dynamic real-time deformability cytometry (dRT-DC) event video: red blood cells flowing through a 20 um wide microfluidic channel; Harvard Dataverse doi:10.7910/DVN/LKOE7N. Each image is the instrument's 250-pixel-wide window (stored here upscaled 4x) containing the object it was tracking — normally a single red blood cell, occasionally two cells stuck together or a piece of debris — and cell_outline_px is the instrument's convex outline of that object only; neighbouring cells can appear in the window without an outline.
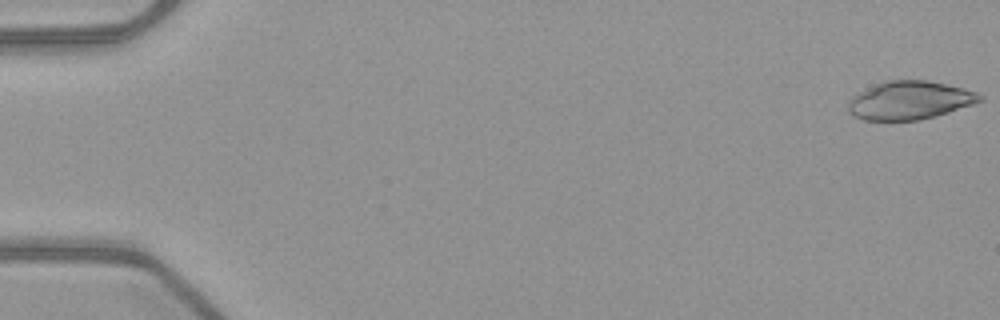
{"species": "common noctule bat (a hibernating species)", "species_latin": "Nyctalus noctula", "temperature_condition": "warm", "stored_images_in_passage": 52, "camera_frame_rate_fps": 3000, "um_per_image_px": 0.085, "animal": {"sex": "female", "body_mass_g": 21.9}, "frame": {"image": 1, "passage_image": 1, "time_ms": 0.0, "image_size_px": [1000, 320], "cell_outline_px": [[984, 100], [948, 112], [920, 120], [864, 120], [848, 112], [848, 100], [852, 96], [876, 84], [888, 80], [928, 80], [976, 92], [984, 96]], "centroid_in_image_um": [77.31, 8.53], "position_along_channel_um": 7.7, "area_um2": 29.07}}
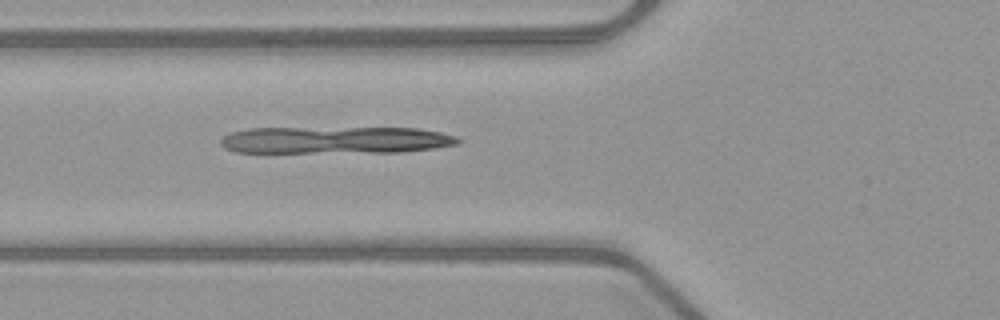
{"frame": {"image": 2, "passage_image": 20, "time_ms": 6.333, "image_size_px": [1000, 320], "cell_outline_px": [[460, 144], [436, 148], [400, 152], [236, 152], [224, 148], [220, 144], [220, 140], [224, 136], [232, 132], [248, 128], [420, 128], [440, 132], [456, 136], [460, 140]], "centroid_in_image_um": [28.54, 11.9], "position_along_channel_um": 97.3, "area_um2": 37.57}}
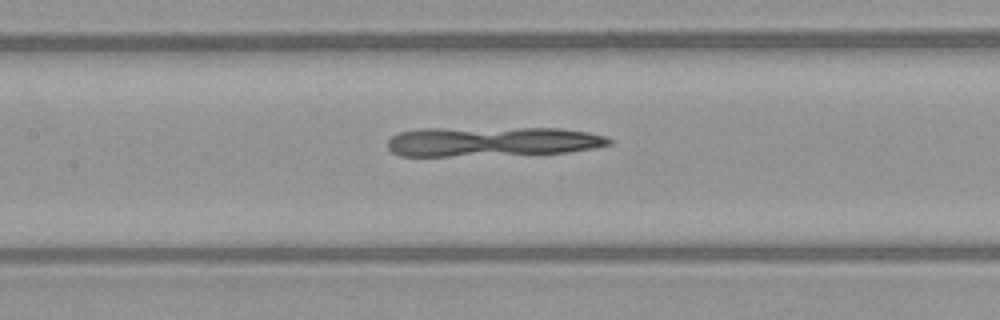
{"frame": {"image": 3, "passage_image": 25, "time_ms": 8.0, "image_size_px": [1000, 320], "cell_outline_px": [[612, 144], [596, 148], [568, 152], [448, 156], [400, 156], [392, 152], [388, 148], [388, 140], [392, 136], [400, 132], [420, 128], [560, 128], [588, 132], [604, 136], [612, 140]], "centroid_in_image_um": [41.82, 12.02], "position_along_channel_um": 165.6, "area_um2": 38.32}}